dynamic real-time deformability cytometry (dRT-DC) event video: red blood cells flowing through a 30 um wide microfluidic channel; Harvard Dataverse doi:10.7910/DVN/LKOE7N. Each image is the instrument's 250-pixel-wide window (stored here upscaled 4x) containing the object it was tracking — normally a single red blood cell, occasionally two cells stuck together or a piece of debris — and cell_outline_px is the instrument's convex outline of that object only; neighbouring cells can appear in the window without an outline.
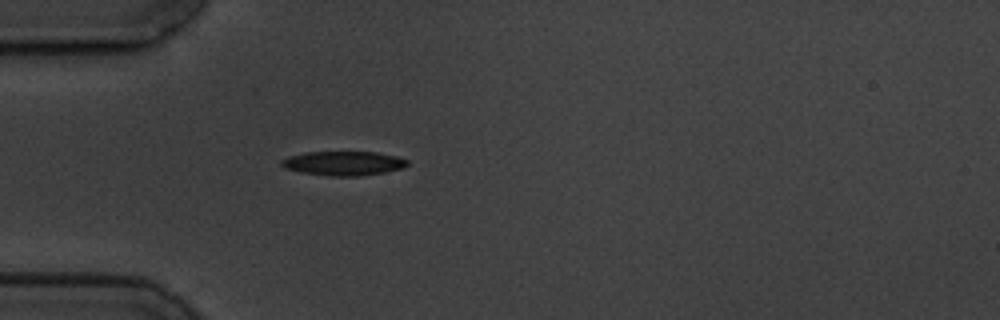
{"species": "common noctule bat (a hibernating species)", "species_latin": "Nyctalus noctula", "temperature_condition": "cold", "stored_images_in_passage": 1, "camera_frame_rate_fps": 3000, "um_per_image_px": 0.085, "animal": {"sex": "male", "body_mass_g": 19.5, "forearm_length_mm": 54.6}, "frame": {"image": 1, "passage_image": 1, "time_ms": 0.0, "image_size_px": [1000, 320], "cell_outline_px": [[408, 164], [404, 168], [384, 172], [356, 176], [328, 176], [300, 172], [284, 168], [280, 164], [280, 160], [288, 156], [304, 152], [376, 152], [396, 156], [408, 160]], "centroid_in_image_um": [29.16, 13.88], "position_along_channel_um": 55.8, "area_um2": 17.86}}